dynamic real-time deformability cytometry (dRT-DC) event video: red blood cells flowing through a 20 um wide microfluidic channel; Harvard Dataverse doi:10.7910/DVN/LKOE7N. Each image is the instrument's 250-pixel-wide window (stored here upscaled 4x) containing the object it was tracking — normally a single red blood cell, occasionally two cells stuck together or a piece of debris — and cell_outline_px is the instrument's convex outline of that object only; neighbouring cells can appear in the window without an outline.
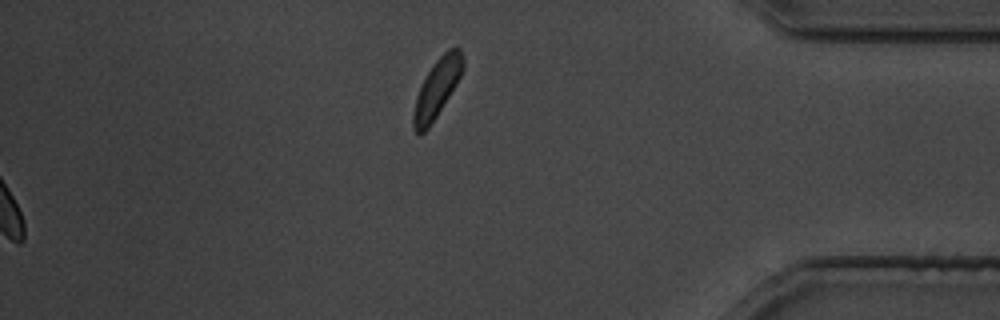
{"species": "common noctule bat (a hibernating species)", "species_latin": "Nyctalus noctula", "temperature_condition": "cold", "stored_images_in_passage": 33, "segment_of_instrument_passage": [2, 2], "camera_frame_rate_fps": 3000, "um_per_image_px": 0.085, "animal": {"sex": "male", "body_mass_g": 19.5, "forearm_length_mm": 54.6}, "frame": {"image": 1, "passage_image": 33, "time_ms": 39.667, "image_size_px": [1000, 320], "cell_outline_px": [[464, 68], [456, 84], [436, 116], [428, 128], [424, 132], [416, 132], [412, 124], [412, 116], [416, 96], [428, 72], [436, 60], [448, 48], [460, 48], [464, 60]], "centroid_in_image_um": [37.15, 7.48], "position_along_channel_um": 398.1, "area_um2": 16.42}}